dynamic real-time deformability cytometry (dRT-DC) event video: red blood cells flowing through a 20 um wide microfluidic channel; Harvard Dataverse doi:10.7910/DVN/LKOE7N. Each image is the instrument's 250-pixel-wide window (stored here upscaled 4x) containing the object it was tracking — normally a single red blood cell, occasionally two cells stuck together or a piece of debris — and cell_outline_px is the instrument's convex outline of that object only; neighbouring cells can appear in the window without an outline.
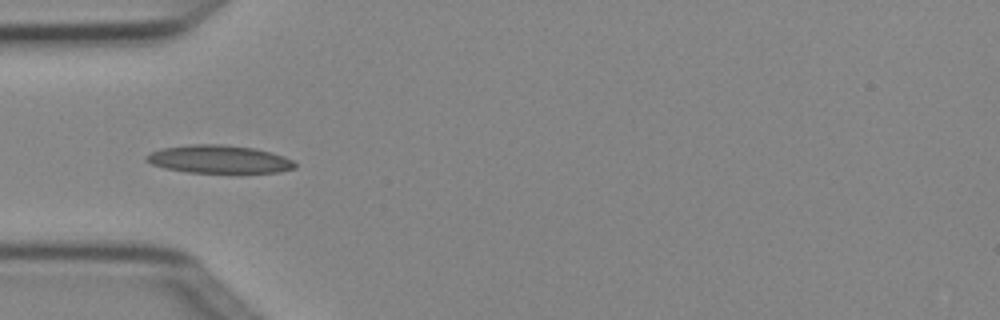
{"species": "Egyptian fruit bat (a non-hibernating species)", "species_latin": "Rousettus aegyptiacus", "temperature_condition": "cold", "stored_images_in_passage": 6, "camera_frame_rate_fps": 3000, "um_per_image_px": 0.085, "animal": {"sex": "female"}, "frame": {"image": 1, "passage_image": 6, "time_ms": 1.667, "image_size_px": [1000, 320], "cell_outline_px": [[296, 168], [280, 172], [188, 172], [164, 168], [152, 164], [144, 160], [144, 156], [160, 148], [192, 144], [224, 144], [256, 148], [272, 152], [284, 156], [292, 160], [296, 164]], "centroid_in_image_um": [18.61, 13.52], "position_along_channel_um": 66.4, "area_um2": 24.33}}